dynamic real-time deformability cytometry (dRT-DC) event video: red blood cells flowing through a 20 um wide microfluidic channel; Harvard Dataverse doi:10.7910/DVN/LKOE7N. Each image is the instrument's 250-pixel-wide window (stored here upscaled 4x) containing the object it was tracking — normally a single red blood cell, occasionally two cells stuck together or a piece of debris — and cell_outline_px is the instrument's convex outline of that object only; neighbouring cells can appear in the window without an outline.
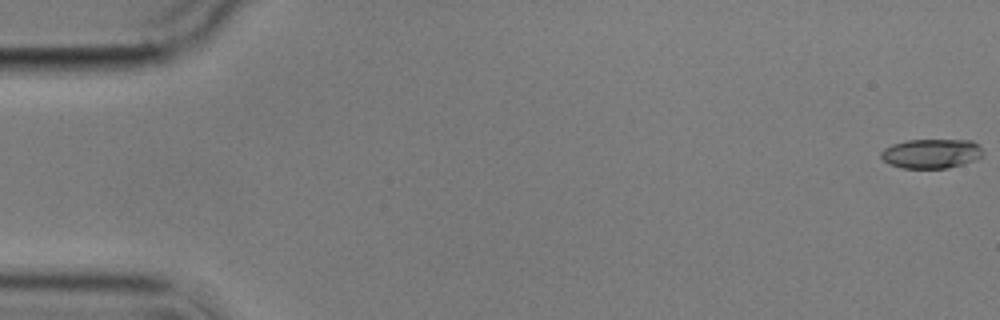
{"species": "common noctule bat (a hibernating species)", "species_latin": "Nyctalus noctula", "temperature_condition": "cold", "stored_images_in_passage": 5, "camera_frame_rate_fps": 3000, "um_per_image_px": 0.085, "animal": {"sex": "male", "body_mass_g": 17.9}, "frame": {"image": 1, "passage_image": 1, "time_ms": 0.0, "image_size_px": [1000, 320], "cell_outline_px": [[984, 152], [976, 160], [948, 168], [904, 168], [888, 164], [880, 156], [880, 152], [884, 148], [892, 144], [908, 140], [972, 140], [980, 144]], "centroid_in_image_um": [79.18, 13.05], "position_along_channel_um": 5.8, "area_um2": 17.63}}
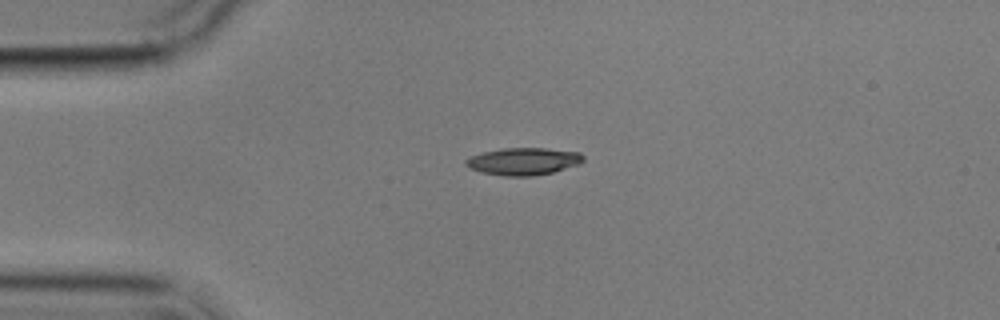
{"frame": {"image": 2, "passage_image": 4, "time_ms": 4.333, "image_size_px": [1000, 320], "cell_outline_px": [[584, 160], [580, 164], [552, 172], [532, 176], [504, 176], [480, 172], [468, 168], [464, 164], [464, 160], [472, 156], [484, 152], [504, 148], [544, 148], [580, 152], [584, 156]], "centroid_in_image_um": [44.48, 13.72], "position_along_channel_um": 40.5, "area_um2": 18.73}}